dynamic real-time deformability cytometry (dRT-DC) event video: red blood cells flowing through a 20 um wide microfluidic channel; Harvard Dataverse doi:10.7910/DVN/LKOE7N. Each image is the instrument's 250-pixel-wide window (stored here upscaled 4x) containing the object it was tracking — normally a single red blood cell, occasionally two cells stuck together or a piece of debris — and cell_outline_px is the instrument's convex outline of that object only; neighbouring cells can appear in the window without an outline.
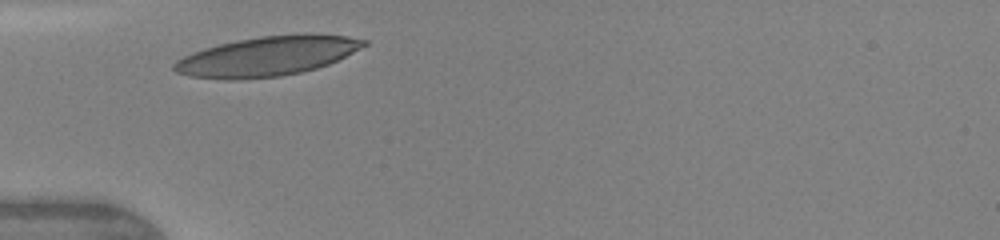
{"species": "human", "species_latin": "Homo sapiens", "temperature_condition": "warm", "stored_images_in_passage": 2, "camera_frame_rate_fps": 3000, "um_per_image_px": 0.085, "donor": {"sex": "female"}, "frame": {"image": 1, "passage_image": 1, "time_ms": 0.0, "image_size_px": [1000, 240], "cell_outline_px": [[368, 44], [328, 64], [316, 68], [300, 72], [280, 76], [236, 80], [224, 80], [192, 76], [176, 72], [172, 68], [172, 64], [176, 60], [192, 52], [204, 48], [220, 44], [260, 36], [308, 32], [348, 36], [368, 40]], "centroid_in_image_um": [22.72, 4.76], "position_along_channel_um": 62.3, "area_um2": 43.87}}